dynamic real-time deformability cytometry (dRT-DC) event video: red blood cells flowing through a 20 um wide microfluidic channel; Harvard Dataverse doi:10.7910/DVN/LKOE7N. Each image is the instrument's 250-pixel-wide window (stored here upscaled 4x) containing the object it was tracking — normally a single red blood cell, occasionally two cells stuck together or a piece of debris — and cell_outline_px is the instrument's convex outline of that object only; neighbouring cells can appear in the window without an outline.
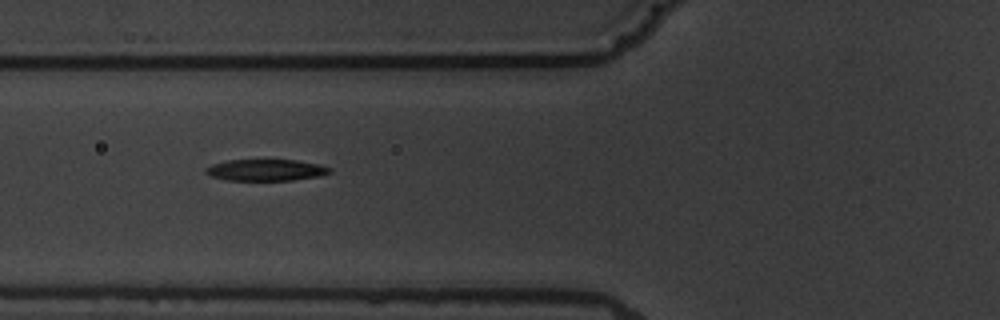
{"species": "common noctule bat (a hibernating species)", "species_latin": "Nyctalus noctula", "temperature_condition": "warm", "stored_images_in_passage": 7, "camera_frame_rate_fps": 3000, "um_per_image_px": 0.085, "animal": {"sex": "male", "body_mass_g": 19.5, "forearm_length_mm": 54.6}, "frame": {"image": 1, "passage_image": 3, "time_ms": 2.333, "image_size_px": [1000, 320], "cell_outline_px": [[332, 172], [320, 176], [292, 180], [228, 180], [212, 176], [204, 172], [204, 168], [212, 164], [228, 160], [296, 160], [320, 164], [332, 168]], "centroid_in_image_um": [22.63, 14.45], "position_along_channel_um": 103.2, "area_um2": 15.55}}
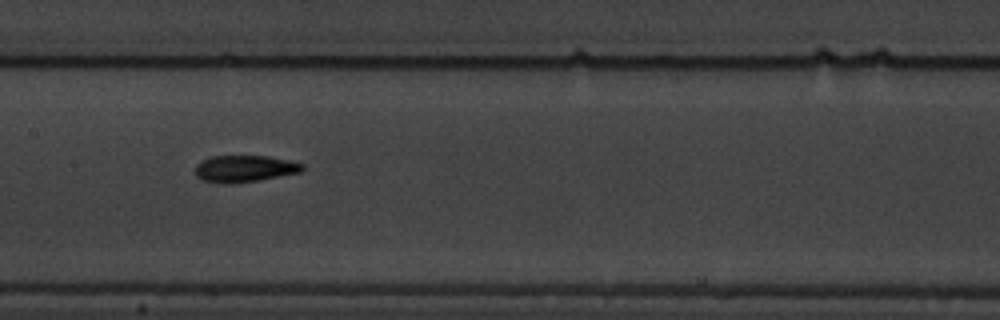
{"frame": {"image": 2, "passage_image": 5, "time_ms": 4.667, "image_size_px": [1000, 320], "cell_outline_px": [[304, 168], [300, 172], [256, 180], [232, 184], [224, 184], [200, 180], [196, 176], [196, 164], [212, 156], [268, 156], [288, 160], [304, 164]], "centroid_in_image_um": [20.76, 14.34], "position_along_channel_um": 186.6, "area_um2": 16.59}}
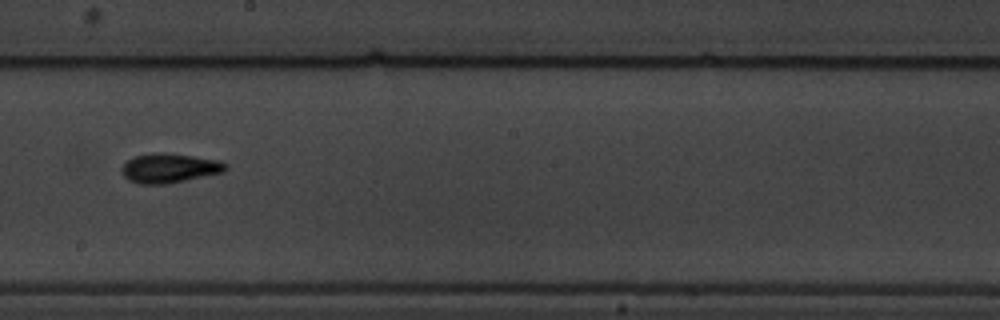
{"frame": {"image": 3, "passage_image": 6, "time_ms": 6.0, "image_size_px": [1000, 320], "cell_outline_px": [[228, 168], [224, 172], [168, 184], [140, 184], [128, 180], [124, 176], [120, 168], [128, 160], [136, 156], [152, 152], [160, 152], [192, 156], [220, 160], [228, 164]], "centroid_in_image_um": [14.41, 14.29], "position_along_channel_um": 233.8, "area_um2": 17.92}}